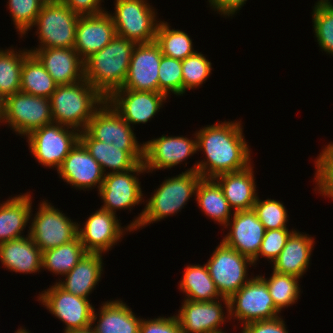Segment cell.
Instances as JSON below:
<instances>
[{"instance_id":"cell-7","label":"cell","mask_w":333,"mask_h":333,"mask_svg":"<svg viewBox=\"0 0 333 333\" xmlns=\"http://www.w3.org/2000/svg\"><path fill=\"white\" fill-rule=\"evenodd\" d=\"M115 1V12L110 15L116 35L136 44L154 42L160 22L157 21L154 8L146 0Z\"/></svg>"},{"instance_id":"cell-17","label":"cell","mask_w":333,"mask_h":333,"mask_svg":"<svg viewBox=\"0 0 333 333\" xmlns=\"http://www.w3.org/2000/svg\"><path fill=\"white\" fill-rule=\"evenodd\" d=\"M220 300V301H219ZM221 300L229 313V300L221 297L214 301H191L184 300L178 314L175 315L179 321L183 333H225L220 325L225 323Z\"/></svg>"},{"instance_id":"cell-39","label":"cell","mask_w":333,"mask_h":333,"mask_svg":"<svg viewBox=\"0 0 333 333\" xmlns=\"http://www.w3.org/2000/svg\"><path fill=\"white\" fill-rule=\"evenodd\" d=\"M7 3L14 25L22 37L32 29L45 2L43 0H8Z\"/></svg>"},{"instance_id":"cell-36","label":"cell","mask_w":333,"mask_h":333,"mask_svg":"<svg viewBox=\"0 0 333 333\" xmlns=\"http://www.w3.org/2000/svg\"><path fill=\"white\" fill-rule=\"evenodd\" d=\"M155 42L160 46L163 55L181 61L196 52L188 34L181 30L170 29L168 23L164 21L158 24Z\"/></svg>"},{"instance_id":"cell-45","label":"cell","mask_w":333,"mask_h":333,"mask_svg":"<svg viewBox=\"0 0 333 333\" xmlns=\"http://www.w3.org/2000/svg\"><path fill=\"white\" fill-rule=\"evenodd\" d=\"M139 333H183L176 316L144 320L141 318Z\"/></svg>"},{"instance_id":"cell-38","label":"cell","mask_w":333,"mask_h":333,"mask_svg":"<svg viewBox=\"0 0 333 333\" xmlns=\"http://www.w3.org/2000/svg\"><path fill=\"white\" fill-rule=\"evenodd\" d=\"M183 77V94L186 90L194 89L209 78L212 63L197 51L181 61Z\"/></svg>"},{"instance_id":"cell-33","label":"cell","mask_w":333,"mask_h":333,"mask_svg":"<svg viewBox=\"0 0 333 333\" xmlns=\"http://www.w3.org/2000/svg\"><path fill=\"white\" fill-rule=\"evenodd\" d=\"M57 84L39 60L30 53L23 62L20 91L50 99Z\"/></svg>"},{"instance_id":"cell-3","label":"cell","mask_w":333,"mask_h":333,"mask_svg":"<svg viewBox=\"0 0 333 333\" xmlns=\"http://www.w3.org/2000/svg\"><path fill=\"white\" fill-rule=\"evenodd\" d=\"M106 98L88 81L57 85L50 97L53 123L84 131Z\"/></svg>"},{"instance_id":"cell-24","label":"cell","mask_w":333,"mask_h":333,"mask_svg":"<svg viewBox=\"0 0 333 333\" xmlns=\"http://www.w3.org/2000/svg\"><path fill=\"white\" fill-rule=\"evenodd\" d=\"M0 261L10 271L30 274L42 269V251L28 235L0 243Z\"/></svg>"},{"instance_id":"cell-53","label":"cell","mask_w":333,"mask_h":333,"mask_svg":"<svg viewBox=\"0 0 333 333\" xmlns=\"http://www.w3.org/2000/svg\"><path fill=\"white\" fill-rule=\"evenodd\" d=\"M44 2H62L63 0H43Z\"/></svg>"},{"instance_id":"cell-49","label":"cell","mask_w":333,"mask_h":333,"mask_svg":"<svg viewBox=\"0 0 333 333\" xmlns=\"http://www.w3.org/2000/svg\"><path fill=\"white\" fill-rule=\"evenodd\" d=\"M6 111V97L0 93V123H3Z\"/></svg>"},{"instance_id":"cell-25","label":"cell","mask_w":333,"mask_h":333,"mask_svg":"<svg viewBox=\"0 0 333 333\" xmlns=\"http://www.w3.org/2000/svg\"><path fill=\"white\" fill-rule=\"evenodd\" d=\"M253 167L216 176L224 196L234 212L253 209L257 199Z\"/></svg>"},{"instance_id":"cell-5","label":"cell","mask_w":333,"mask_h":333,"mask_svg":"<svg viewBox=\"0 0 333 333\" xmlns=\"http://www.w3.org/2000/svg\"><path fill=\"white\" fill-rule=\"evenodd\" d=\"M85 131L95 140L127 151L138 163L143 162L144 143L139 144L132 127L106 100L94 113Z\"/></svg>"},{"instance_id":"cell-29","label":"cell","mask_w":333,"mask_h":333,"mask_svg":"<svg viewBox=\"0 0 333 333\" xmlns=\"http://www.w3.org/2000/svg\"><path fill=\"white\" fill-rule=\"evenodd\" d=\"M95 333H139L141 319L122 300L106 301L99 311Z\"/></svg>"},{"instance_id":"cell-44","label":"cell","mask_w":333,"mask_h":333,"mask_svg":"<svg viewBox=\"0 0 333 333\" xmlns=\"http://www.w3.org/2000/svg\"><path fill=\"white\" fill-rule=\"evenodd\" d=\"M294 231H289L288 228L266 230L258 255L252 260L253 264H256L259 256L271 260L272 263L279 256Z\"/></svg>"},{"instance_id":"cell-46","label":"cell","mask_w":333,"mask_h":333,"mask_svg":"<svg viewBox=\"0 0 333 333\" xmlns=\"http://www.w3.org/2000/svg\"><path fill=\"white\" fill-rule=\"evenodd\" d=\"M241 333H288L281 316L271 319L254 321L243 326Z\"/></svg>"},{"instance_id":"cell-10","label":"cell","mask_w":333,"mask_h":333,"mask_svg":"<svg viewBox=\"0 0 333 333\" xmlns=\"http://www.w3.org/2000/svg\"><path fill=\"white\" fill-rule=\"evenodd\" d=\"M247 264L254 266L250 258L223 242L216 247L206 266L221 297L229 299L251 279L247 278Z\"/></svg>"},{"instance_id":"cell-34","label":"cell","mask_w":333,"mask_h":333,"mask_svg":"<svg viewBox=\"0 0 333 333\" xmlns=\"http://www.w3.org/2000/svg\"><path fill=\"white\" fill-rule=\"evenodd\" d=\"M87 252L79 236L56 248L42 252V268L54 274L66 275Z\"/></svg>"},{"instance_id":"cell-50","label":"cell","mask_w":333,"mask_h":333,"mask_svg":"<svg viewBox=\"0 0 333 333\" xmlns=\"http://www.w3.org/2000/svg\"><path fill=\"white\" fill-rule=\"evenodd\" d=\"M64 333H95V332L91 327H88L85 329L70 330V331H66Z\"/></svg>"},{"instance_id":"cell-41","label":"cell","mask_w":333,"mask_h":333,"mask_svg":"<svg viewBox=\"0 0 333 333\" xmlns=\"http://www.w3.org/2000/svg\"><path fill=\"white\" fill-rule=\"evenodd\" d=\"M159 93L167 96L172 92L183 95V77L181 60L162 55L159 71Z\"/></svg>"},{"instance_id":"cell-30","label":"cell","mask_w":333,"mask_h":333,"mask_svg":"<svg viewBox=\"0 0 333 333\" xmlns=\"http://www.w3.org/2000/svg\"><path fill=\"white\" fill-rule=\"evenodd\" d=\"M79 141L84 145L90 155L100 164L103 173L106 168L112 173L126 172L133 169L138 162L125 150L113 144H107L93 139L85 130L79 133Z\"/></svg>"},{"instance_id":"cell-11","label":"cell","mask_w":333,"mask_h":333,"mask_svg":"<svg viewBox=\"0 0 333 333\" xmlns=\"http://www.w3.org/2000/svg\"><path fill=\"white\" fill-rule=\"evenodd\" d=\"M3 122L25 137L33 130L53 123L50 99L22 91L14 93L6 97Z\"/></svg>"},{"instance_id":"cell-20","label":"cell","mask_w":333,"mask_h":333,"mask_svg":"<svg viewBox=\"0 0 333 333\" xmlns=\"http://www.w3.org/2000/svg\"><path fill=\"white\" fill-rule=\"evenodd\" d=\"M233 213L232 221L229 220L225 226L228 228L231 225V230L222 242L253 260L258 255L265 227L253 209Z\"/></svg>"},{"instance_id":"cell-52","label":"cell","mask_w":333,"mask_h":333,"mask_svg":"<svg viewBox=\"0 0 333 333\" xmlns=\"http://www.w3.org/2000/svg\"><path fill=\"white\" fill-rule=\"evenodd\" d=\"M29 332L30 331H27L25 328L23 329L22 327L15 331V333H29Z\"/></svg>"},{"instance_id":"cell-43","label":"cell","mask_w":333,"mask_h":333,"mask_svg":"<svg viewBox=\"0 0 333 333\" xmlns=\"http://www.w3.org/2000/svg\"><path fill=\"white\" fill-rule=\"evenodd\" d=\"M315 180L318 192L333 199V143H329L320 152L315 161Z\"/></svg>"},{"instance_id":"cell-22","label":"cell","mask_w":333,"mask_h":333,"mask_svg":"<svg viewBox=\"0 0 333 333\" xmlns=\"http://www.w3.org/2000/svg\"><path fill=\"white\" fill-rule=\"evenodd\" d=\"M57 171L67 184L80 190L92 189L95 186L99 190L105 176L100 164L80 141L70 150Z\"/></svg>"},{"instance_id":"cell-40","label":"cell","mask_w":333,"mask_h":333,"mask_svg":"<svg viewBox=\"0 0 333 333\" xmlns=\"http://www.w3.org/2000/svg\"><path fill=\"white\" fill-rule=\"evenodd\" d=\"M312 13L317 42L322 51L333 55V4L315 5Z\"/></svg>"},{"instance_id":"cell-23","label":"cell","mask_w":333,"mask_h":333,"mask_svg":"<svg viewBox=\"0 0 333 333\" xmlns=\"http://www.w3.org/2000/svg\"><path fill=\"white\" fill-rule=\"evenodd\" d=\"M32 54L57 85H69L85 80L84 60L74 48L35 49Z\"/></svg>"},{"instance_id":"cell-48","label":"cell","mask_w":333,"mask_h":333,"mask_svg":"<svg viewBox=\"0 0 333 333\" xmlns=\"http://www.w3.org/2000/svg\"><path fill=\"white\" fill-rule=\"evenodd\" d=\"M210 7L223 16H232L246 3L247 0H208Z\"/></svg>"},{"instance_id":"cell-42","label":"cell","mask_w":333,"mask_h":333,"mask_svg":"<svg viewBox=\"0 0 333 333\" xmlns=\"http://www.w3.org/2000/svg\"><path fill=\"white\" fill-rule=\"evenodd\" d=\"M253 210L265 230L287 228V210L283 203L274 199L260 200L257 196Z\"/></svg>"},{"instance_id":"cell-16","label":"cell","mask_w":333,"mask_h":333,"mask_svg":"<svg viewBox=\"0 0 333 333\" xmlns=\"http://www.w3.org/2000/svg\"><path fill=\"white\" fill-rule=\"evenodd\" d=\"M125 231L133 230L123 229L116 215L102 208L88 217L83 228L78 224V236L87 253L108 252Z\"/></svg>"},{"instance_id":"cell-32","label":"cell","mask_w":333,"mask_h":333,"mask_svg":"<svg viewBox=\"0 0 333 333\" xmlns=\"http://www.w3.org/2000/svg\"><path fill=\"white\" fill-rule=\"evenodd\" d=\"M179 285L181 291L187 296L185 299L191 301H214L221 298L206 264L185 267Z\"/></svg>"},{"instance_id":"cell-14","label":"cell","mask_w":333,"mask_h":333,"mask_svg":"<svg viewBox=\"0 0 333 333\" xmlns=\"http://www.w3.org/2000/svg\"><path fill=\"white\" fill-rule=\"evenodd\" d=\"M144 172L147 171L143 162L126 172H106L103 184L98 191L104 202L100 208L116 214V210L126 208L131 210V207L139 205L144 199L137 175Z\"/></svg>"},{"instance_id":"cell-28","label":"cell","mask_w":333,"mask_h":333,"mask_svg":"<svg viewBox=\"0 0 333 333\" xmlns=\"http://www.w3.org/2000/svg\"><path fill=\"white\" fill-rule=\"evenodd\" d=\"M28 193L0 203V243L24 237L21 233L32 216V198Z\"/></svg>"},{"instance_id":"cell-31","label":"cell","mask_w":333,"mask_h":333,"mask_svg":"<svg viewBox=\"0 0 333 333\" xmlns=\"http://www.w3.org/2000/svg\"><path fill=\"white\" fill-rule=\"evenodd\" d=\"M195 196L200 210L215 222L226 226L231 220L232 209L214 178H201Z\"/></svg>"},{"instance_id":"cell-35","label":"cell","mask_w":333,"mask_h":333,"mask_svg":"<svg viewBox=\"0 0 333 333\" xmlns=\"http://www.w3.org/2000/svg\"><path fill=\"white\" fill-rule=\"evenodd\" d=\"M16 52V53H15ZM29 50L0 49V93L5 97L20 91L21 70Z\"/></svg>"},{"instance_id":"cell-2","label":"cell","mask_w":333,"mask_h":333,"mask_svg":"<svg viewBox=\"0 0 333 333\" xmlns=\"http://www.w3.org/2000/svg\"><path fill=\"white\" fill-rule=\"evenodd\" d=\"M136 43L116 35L102 50L84 61L85 80L106 99L122 88Z\"/></svg>"},{"instance_id":"cell-37","label":"cell","mask_w":333,"mask_h":333,"mask_svg":"<svg viewBox=\"0 0 333 333\" xmlns=\"http://www.w3.org/2000/svg\"><path fill=\"white\" fill-rule=\"evenodd\" d=\"M271 275L269 279L259 277L266 283L275 307L281 312L282 308L293 305L300 298V278L275 271Z\"/></svg>"},{"instance_id":"cell-1","label":"cell","mask_w":333,"mask_h":333,"mask_svg":"<svg viewBox=\"0 0 333 333\" xmlns=\"http://www.w3.org/2000/svg\"><path fill=\"white\" fill-rule=\"evenodd\" d=\"M242 129L239 121L215 123L200 129L194 134L197 151L203 150L207 160L196 163L186 171H197L202 178H215L251 165L250 149Z\"/></svg>"},{"instance_id":"cell-19","label":"cell","mask_w":333,"mask_h":333,"mask_svg":"<svg viewBox=\"0 0 333 333\" xmlns=\"http://www.w3.org/2000/svg\"><path fill=\"white\" fill-rule=\"evenodd\" d=\"M197 152V139L184 136H165L144 143L143 164L145 170H164L185 161Z\"/></svg>"},{"instance_id":"cell-8","label":"cell","mask_w":333,"mask_h":333,"mask_svg":"<svg viewBox=\"0 0 333 333\" xmlns=\"http://www.w3.org/2000/svg\"><path fill=\"white\" fill-rule=\"evenodd\" d=\"M79 133L75 128L51 123L33 130L26 138L29 150L38 163L49 168L57 167L58 170L79 141Z\"/></svg>"},{"instance_id":"cell-47","label":"cell","mask_w":333,"mask_h":333,"mask_svg":"<svg viewBox=\"0 0 333 333\" xmlns=\"http://www.w3.org/2000/svg\"><path fill=\"white\" fill-rule=\"evenodd\" d=\"M103 0H63L74 13L78 15H96L105 12V8L100 7Z\"/></svg>"},{"instance_id":"cell-15","label":"cell","mask_w":333,"mask_h":333,"mask_svg":"<svg viewBox=\"0 0 333 333\" xmlns=\"http://www.w3.org/2000/svg\"><path fill=\"white\" fill-rule=\"evenodd\" d=\"M162 55L160 46L155 41L136 44L127 78L120 89L159 92L158 71Z\"/></svg>"},{"instance_id":"cell-51","label":"cell","mask_w":333,"mask_h":333,"mask_svg":"<svg viewBox=\"0 0 333 333\" xmlns=\"http://www.w3.org/2000/svg\"><path fill=\"white\" fill-rule=\"evenodd\" d=\"M328 4H333L331 0H318L315 5H328Z\"/></svg>"},{"instance_id":"cell-6","label":"cell","mask_w":333,"mask_h":333,"mask_svg":"<svg viewBox=\"0 0 333 333\" xmlns=\"http://www.w3.org/2000/svg\"><path fill=\"white\" fill-rule=\"evenodd\" d=\"M80 15L63 2H45L33 26L39 34L38 48H74L76 27Z\"/></svg>"},{"instance_id":"cell-9","label":"cell","mask_w":333,"mask_h":333,"mask_svg":"<svg viewBox=\"0 0 333 333\" xmlns=\"http://www.w3.org/2000/svg\"><path fill=\"white\" fill-rule=\"evenodd\" d=\"M227 316L237 318L243 326L247 323L271 320L280 311L275 307L266 283L258 276L252 277L229 299Z\"/></svg>"},{"instance_id":"cell-27","label":"cell","mask_w":333,"mask_h":333,"mask_svg":"<svg viewBox=\"0 0 333 333\" xmlns=\"http://www.w3.org/2000/svg\"><path fill=\"white\" fill-rule=\"evenodd\" d=\"M102 259L100 253H86L76 266L65 275V281L63 279L56 284L69 293L88 299V295L101 279Z\"/></svg>"},{"instance_id":"cell-18","label":"cell","mask_w":333,"mask_h":333,"mask_svg":"<svg viewBox=\"0 0 333 333\" xmlns=\"http://www.w3.org/2000/svg\"><path fill=\"white\" fill-rule=\"evenodd\" d=\"M167 97L169 96L159 92L118 89L106 100L131 126L144 124L152 119Z\"/></svg>"},{"instance_id":"cell-13","label":"cell","mask_w":333,"mask_h":333,"mask_svg":"<svg viewBox=\"0 0 333 333\" xmlns=\"http://www.w3.org/2000/svg\"><path fill=\"white\" fill-rule=\"evenodd\" d=\"M43 292L39 294L38 301L65 323L64 332L85 329L96 322L98 314L95 313V308L90 304L89 299L69 293L56 283Z\"/></svg>"},{"instance_id":"cell-21","label":"cell","mask_w":333,"mask_h":333,"mask_svg":"<svg viewBox=\"0 0 333 333\" xmlns=\"http://www.w3.org/2000/svg\"><path fill=\"white\" fill-rule=\"evenodd\" d=\"M116 36L113 19L108 11L96 15H82L78 19L74 49L85 61L102 50Z\"/></svg>"},{"instance_id":"cell-4","label":"cell","mask_w":333,"mask_h":333,"mask_svg":"<svg viewBox=\"0 0 333 333\" xmlns=\"http://www.w3.org/2000/svg\"><path fill=\"white\" fill-rule=\"evenodd\" d=\"M201 178L197 171H185L164 180L154 191L153 196L148 199L144 210L128 227L134 231L180 211L190 197L196 195Z\"/></svg>"},{"instance_id":"cell-26","label":"cell","mask_w":333,"mask_h":333,"mask_svg":"<svg viewBox=\"0 0 333 333\" xmlns=\"http://www.w3.org/2000/svg\"><path fill=\"white\" fill-rule=\"evenodd\" d=\"M296 230L288 238L283 250L273 261V271L301 278L310 264L313 237Z\"/></svg>"},{"instance_id":"cell-12","label":"cell","mask_w":333,"mask_h":333,"mask_svg":"<svg viewBox=\"0 0 333 333\" xmlns=\"http://www.w3.org/2000/svg\"><path fill=\"white\" fill-rule=\"evenodd\" d=\"M29 228V236L44 252L74 240L78 236V223L71 221L50 202L42 201Z\"/></svg>"}]
</instances>
